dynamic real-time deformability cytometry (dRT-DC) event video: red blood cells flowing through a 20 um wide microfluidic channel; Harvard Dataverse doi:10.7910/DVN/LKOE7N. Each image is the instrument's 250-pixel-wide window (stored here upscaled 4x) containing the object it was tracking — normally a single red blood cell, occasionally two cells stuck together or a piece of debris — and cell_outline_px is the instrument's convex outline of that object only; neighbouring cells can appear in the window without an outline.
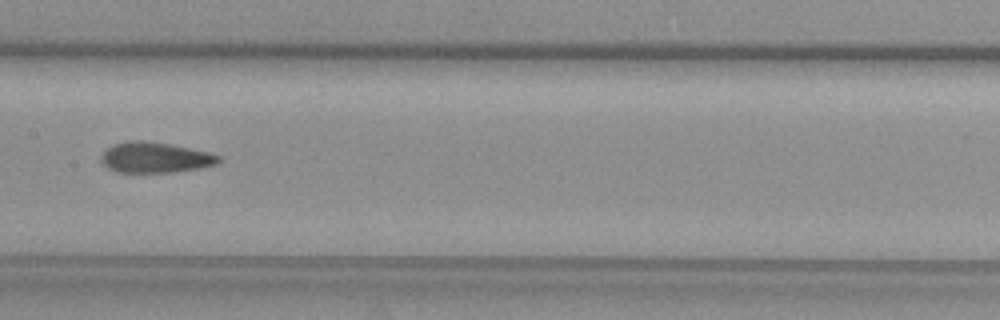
{"species": "common noctule bat (a hibernating species)", "species_latin": "Nyctalus noctula", "temperature_condition": "warm", "stored_images_in_passage": 32, "camera_frame_rate_fps": 3000, "um_per_image_px": 0.085, "animal": {"sex": "female", "body_mass_g": 29.2, "forearm_length_mm": 56.3}, "frame": {"image": 1, "passage_image": 14, "time_ms": 4.333, "image_size_px": [1000, 320], "cell_outline_px": [[220, 164], [200, 168], [172, 172], [116, 172], [108, 168], [100, 160], [104, 152], [112, 144], [128, 140], [144, 140], [172, 144], [208, 152], [220, 156]], "centroid_in_image_um": [13.2, 13.38], "position_along_channel_um": 194.2, "area_um2": 21.04}}